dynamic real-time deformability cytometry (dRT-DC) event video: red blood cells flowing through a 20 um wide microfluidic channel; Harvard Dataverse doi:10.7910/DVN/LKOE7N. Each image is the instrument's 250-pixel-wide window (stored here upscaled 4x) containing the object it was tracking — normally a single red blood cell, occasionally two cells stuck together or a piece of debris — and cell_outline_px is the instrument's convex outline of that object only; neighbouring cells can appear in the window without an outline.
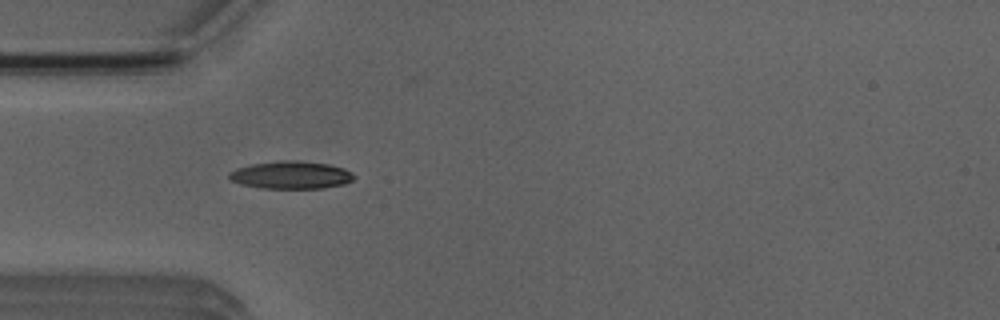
{"species": "Egyptian fruit bat (a non-hibernating species)", "species_latin": "Rousettus aegyptiacus", "temperature_condition": "room temperature", "stored_images_in_passage": 38, "camera_frame_rate_fps": 3000, "um_per_image_px": 0.085, "animal": {"sex": "male"}, "frame": {"image": 1, "passage_image": 2, "time_ms": 0.333, "image_size_px": [1000, 320], "cell_outline_px": [[356, 176], [352, 180], [344, 184], [324, 188], [260, 188], [240, 184], [232, 180], [228, 176], [228, 172], [236, 168], [252, 164], [280, 160], [296, 160], [328, 164], [344, 168], [352, 172]], "centroid_in_image_um": [24.74, 14.87], "position_along_channel_um": 60.3, "area_um2": 20.23}}
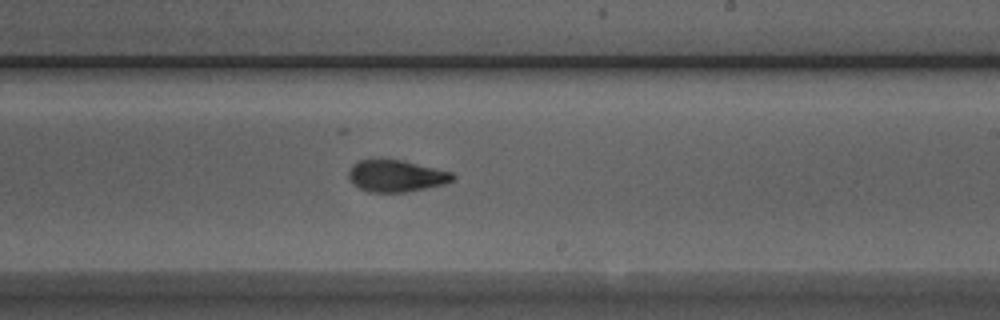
{"frame": {"image": 2, "passage_image": 17, "time_ms": 5.333, "image_size_px": [1000, 320], "cell_outline_px": [[456, 176], [452, 180], [444, 184], [408, 192], [368, 192], [352, 184], [348, 180], [348, 172], [352, 164], [360, 160], [380, 156], [404, 160], [452, 172]], "centroid_in_image_um": [33.61, 14.91], "position_along_channel_um": 255.4, "area_um2": 20.0}}
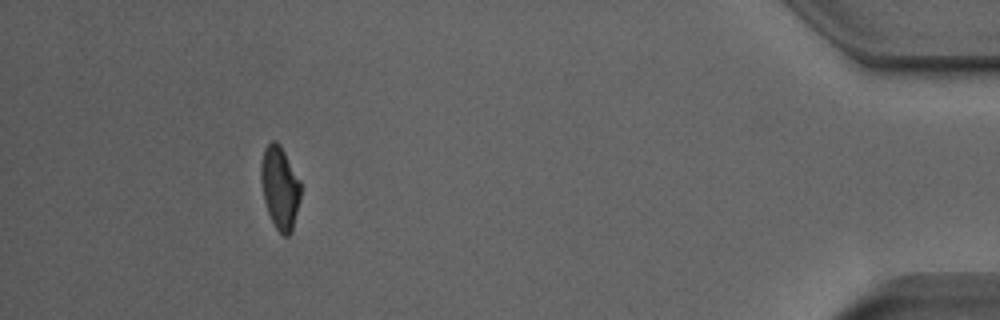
{"frame": {"image": 3, "passage_image": 34, "time_ms": 11.0, "image_size_px": [1000, 320], "cell_outline_px": [[300, 200], [292, 232], [288, 236], [284, 236], [276, 228], [268, 212], [264, 200], [260, 180], [260, 168], [264, 148], [272, 140], [276, 140], [280, 144], [300, 180]], "centroid_in_image_um": [23.78, 15.94], "position_along_channel_um": 411.4, "area_um2": 19.19}, "authors_computed_cell_mechanics": {"area_um2": 19.652, "velocity_mm_per_s": 3.9247, "shape_relaxation_time_tau1_ms": 3.5148, "shape_relaxation_time_tau2_ms": 1.7906, "deformation_change_tau1": 0.1424, "deformation_change_tau2": 0.0813}}